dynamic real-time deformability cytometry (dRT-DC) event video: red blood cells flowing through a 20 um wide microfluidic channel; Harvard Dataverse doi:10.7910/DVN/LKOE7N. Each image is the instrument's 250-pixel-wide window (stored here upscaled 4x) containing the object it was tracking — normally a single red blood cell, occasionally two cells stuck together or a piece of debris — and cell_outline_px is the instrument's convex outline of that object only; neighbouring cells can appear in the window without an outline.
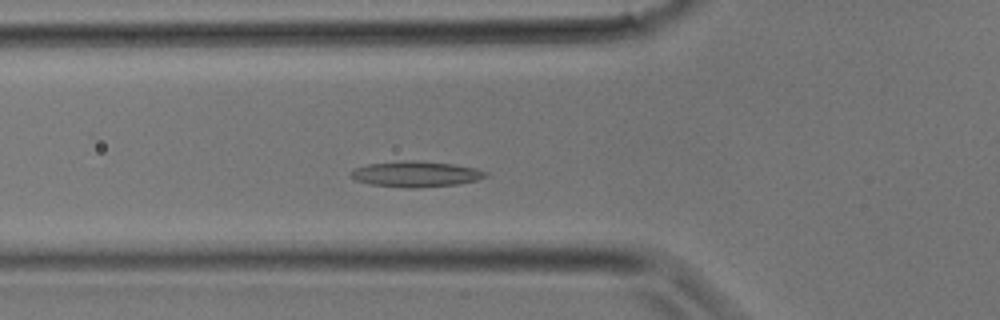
{"species": "common noctule bat (a hibernating species)", "species_latin": "Nyctalus noctula", "temperature_condition": "room temperature", "stored_images_in_passage": 17, "camera_frame_rate_fps": 3000, "um_per_image_px": 0.085, "animal": {"sex": "male", "body_mass_g": 17.9}, "frame": {"image": 1, "passage_image": 5, "time_ms": 1.333, "image_size_px": [1000, 320], "cell_outline_px": [[488, 176], [476, 180], [456, 184], [420, 188], [404, 188], [372, 184], [356, 180], [348, 176], [348, 172], [356, 168], [368, 164], [400, 160], [420, 160], [456, 164], [476, 168], [488, 172]], "centroid_in_image_um": [35.34, 14.78], "position_along_channel_um": 90.5, "area_um2": 20.52}}
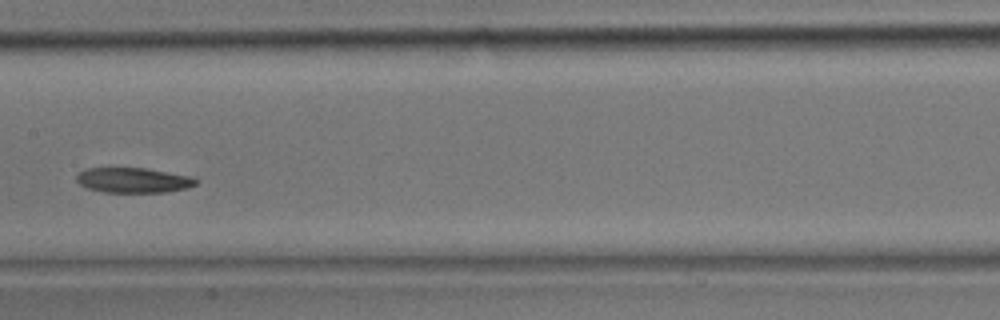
{"frame": {"image": 2, "passage_image": 10, "time_ms": 3.0, "image_size_px": [1000, 320], "cell_outline_px": [[200, 180], [196, 184], [188, 188], [168, 192], [104, 192], [88, 188], [80, 184], [76, 180], [76, 176], [84, 168], [144, 168], [192, 176]], "centroid_in_image_um": [11.37, 15.32], "position_along_channel_um": 196.0, "area_um2": 17.51}}
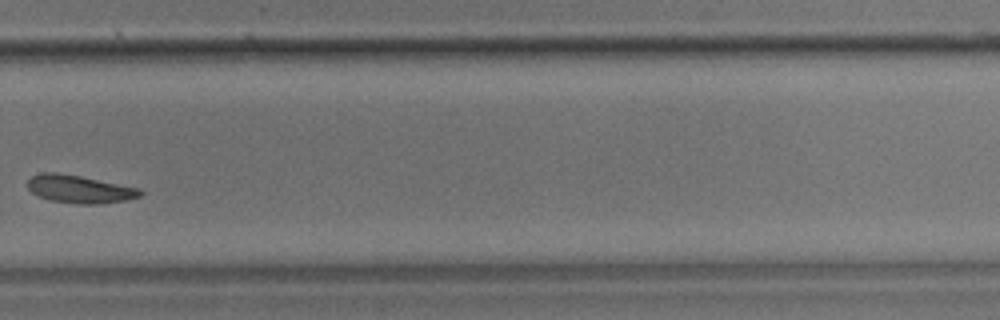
{"frame": {"image": 3, "passage_image": 16, "time_ms": 5.0, "image_size_px": [1000, 320], "cell_outline_px": [[144, 192], [140, 196], [124, 200], [100, 204], [76, 204], [48, 200], [36, 196], [28, 188], [28, 180], [32, 176], [44, 172], [56, 172], [80, 176], [140, 188]], "centroid_in_image_um": [6.74, 16.08], "position_along_channel_um": 323.1, "area_um2": 18.32}}